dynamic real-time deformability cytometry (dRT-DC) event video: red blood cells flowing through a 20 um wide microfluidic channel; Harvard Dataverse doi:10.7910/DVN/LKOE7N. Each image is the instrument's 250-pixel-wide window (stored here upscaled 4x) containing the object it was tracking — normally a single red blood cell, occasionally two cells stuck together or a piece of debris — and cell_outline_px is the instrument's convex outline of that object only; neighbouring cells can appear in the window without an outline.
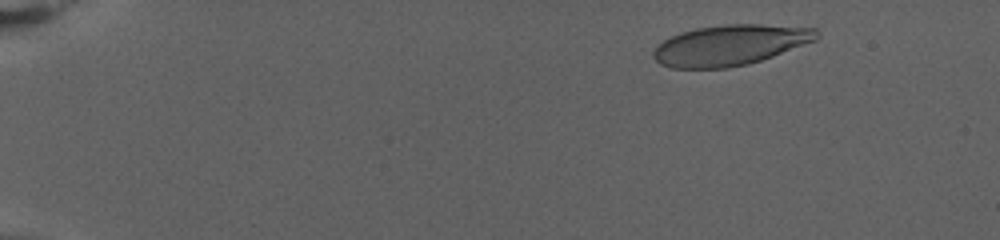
{"species": "human", "species_latin": "Homo sapiens", "temperature_condition": "warm", "stored_images_in_passage": 74, "camera_frame_rate_fps": 3000, "um_per_image_px": 0.085, "donor": {"sex": "female"}, "frame": {"image": 1, "passage_image": 8, "time_ms": 2.333, "image_size_px": [1000, 240], "cell_outline_px": [[820, 36], [816, 40], [772, 56], [748, 64], [728, 68], [672, 68], [660, 64], [652, 56], [652, 52], [664, 40], [680, 32], [696, 28], [724, 24], [760, 24], [816, 28], [820, 32]], "centroid_in_image_um": [62.07, 3.83], "position_along_channel_um": 22.9, "area_um2": 38.49}}
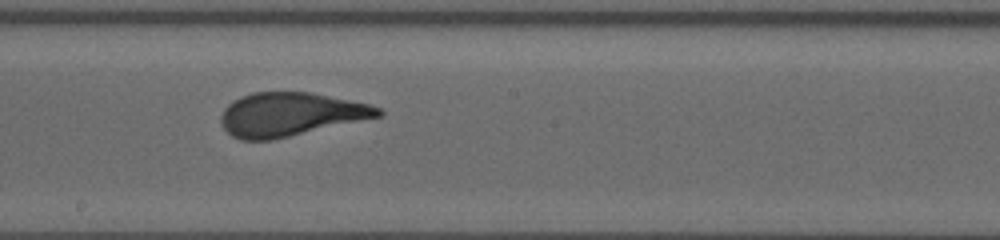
{"frame": {"image": 2, "passage_image": 43, "time_ms": 14.0, "image_size_px": [1000, 240], "cell_outline_px": [[384, 112], [380, 116], [272, 140], [240, 140], [232, 136], [224, 128], [220, 120], [220, 116], [224, 108], [228, 104], [240, 96], [252, 92], [308, 92], [368, 104], [380, 108]], "centroid_in_image_um": [24.62, 9.72], "position_along_channel_um": 223.6, "area_um2": 39.54}}
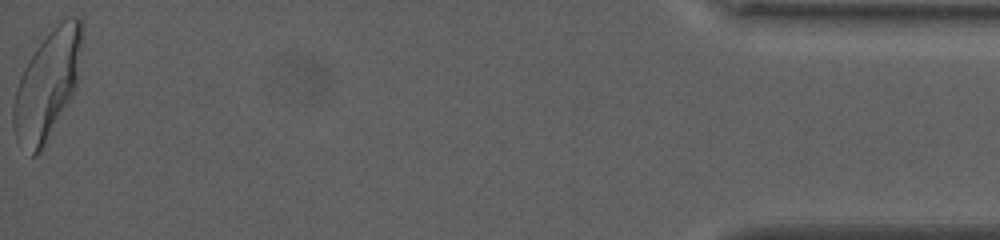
{"frame": {"image": 3, "passage_image": 74, "time_ms": 24.333, "image_size_px": [1000, 240], "cell_outline_px": [[84, 36], [76, 84], [44, 148], [36, 156], [32, 156], [16, 140], [12, 124], [12, 104], [16, 88], [20, 76], [24, 68], [36, 48], [52, 28], [60, 20], [68, 16], [76, 16], [84, 20]], "centroid_in_image_um": [4.02, 7.16], "position_along_channel_um": 431.2, "area_um2": 43.47}, "authors_computed_cell_mechanics": {"area_um2": 39.5063, "velocity_mm_per_s": 2.8053, "shape_relaxation_time_tau1_ms": 6.8508, "shape_relaxation_time_tau2_ms": null, "deformation_change_tau1": 0.2423, "deformation_change_tau2": null}}